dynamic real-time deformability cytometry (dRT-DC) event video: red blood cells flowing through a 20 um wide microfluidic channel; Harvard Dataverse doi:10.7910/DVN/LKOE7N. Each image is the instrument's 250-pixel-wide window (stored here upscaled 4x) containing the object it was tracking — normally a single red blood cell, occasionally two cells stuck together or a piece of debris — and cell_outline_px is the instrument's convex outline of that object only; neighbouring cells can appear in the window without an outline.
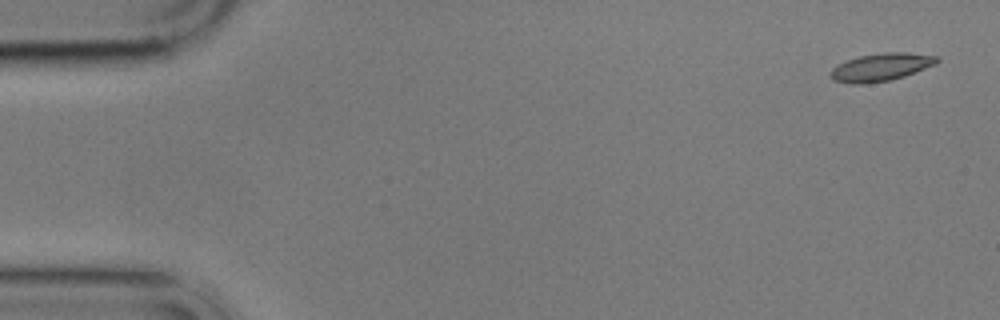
{"species": "common noctule bat (a hibernating species)", "species_latin": "Nyctalus noctula", "temperature_condition": "cold", "stored_images_in_passage": 5, "camera_frame_rate_fps": 3000, "um_per_image_px": 0.085, "animal": {"sex": "male", "body_mass_g": 17.9}, "frame": {"image": 1, "passage_image": 1, "time_ms": 0.0, "image_size_px": [1000, 320], "cell_outline_px": [[940, 60], [936, 64], [904, 76], [892, 80], [864, 84], [852, 84], [832, 80], [828, 76], [828, 72], [832, 68], [848, 60], [860, 56], [884, 52], [908, 52], [936, 56]], "centroid_in_image_um": [74.86, 5.72], "position_along_channel_um": 10.1, "area_um2": 17.28}}